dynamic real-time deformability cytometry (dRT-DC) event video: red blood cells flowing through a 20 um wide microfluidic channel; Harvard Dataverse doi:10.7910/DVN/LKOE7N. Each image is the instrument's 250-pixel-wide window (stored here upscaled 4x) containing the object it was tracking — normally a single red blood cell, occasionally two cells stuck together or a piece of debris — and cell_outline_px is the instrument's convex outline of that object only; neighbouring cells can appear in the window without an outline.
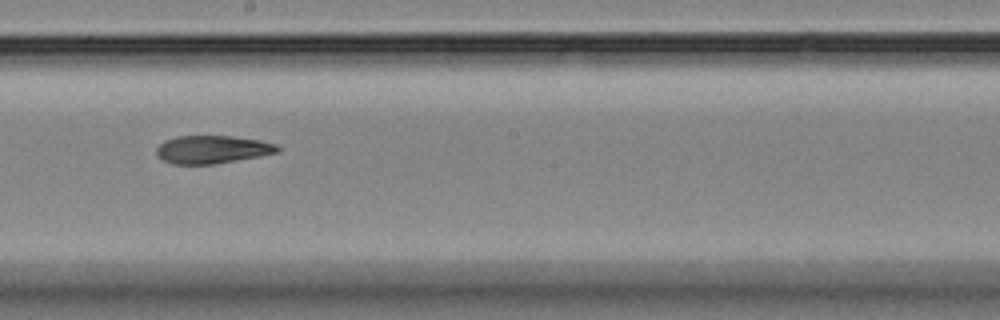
{"species": "Egyptian fruit bat (a non-hibernating species)", "species_latin": "Rousettus aegyptiacus", "temperature_condition": "room temperature", "stored_images_in_passage": 15, "camera_frame_rate_fps": 3000, "um_per_image_px": 0.085, "animal": {"sex": "female"}, "frame": {"image": 1, "passage_image": 9, "time_ms": 9.0, "image_size_px": [1000, 320], "cell_outline_px": [[280, 152], [260, 156], [212, 164], [172, 164], [164, 160], [156, 152], [156, 148], [164, 140], [176, 136], [232, 136], [260, 140], [276, 144], [280, 148]], "centroid_in_image_um": [18.06, 12.7], "position_along_channel_um": 230.1, "area_um2": 19.65}}
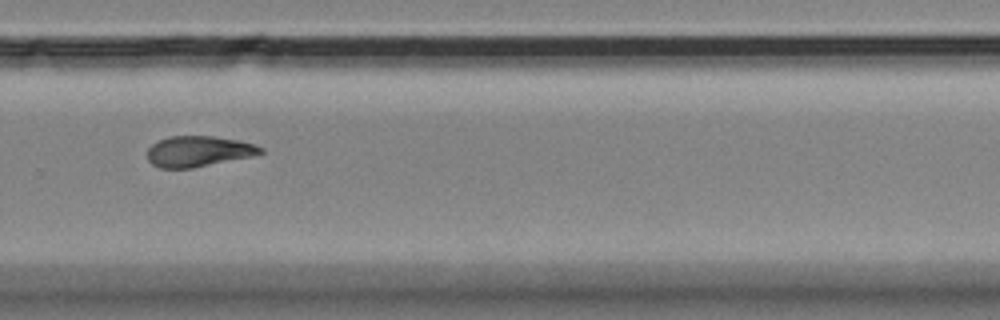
{"frame": {"image": 2, "passage_image": 11, "time_ms": 11.333, "image_size_px": [1000, 320], "cell_outline_px": [[264, 152], [252, 156], [192, 168], [160, 168], [152, 164], [148, 160], [148, 148], [152, 144], [160, 140], [172, 136], [212, 136], [240, 140], [264, 148]], "centroid_in_image_um": [16.87, 12.86], "position_along_channel_um": 312.9, "area_um2": 20.11}}
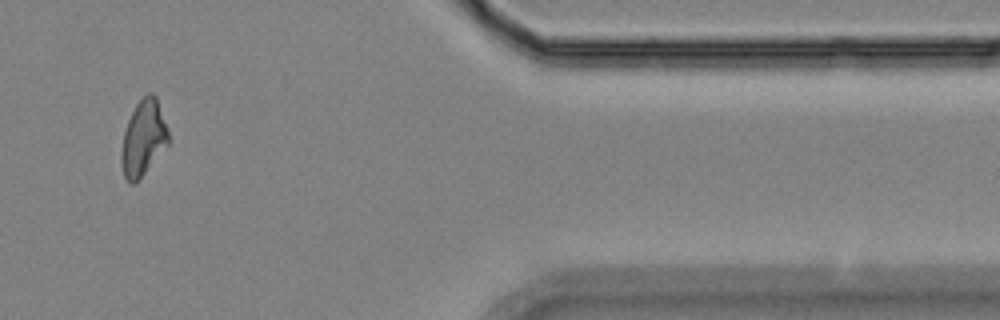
{"frame": {"image": 3, "passage_image": 13, "time_ms": 14.667, "image_size_px": [1000, 320], "cell_outline_px": [[172, 140], [144, 172], [132, 184], [124, 176], [120, 160], [120, 156], [124, 132], [128, 120], [136, 104], [148, 92], [152, 92], [156, 96]], "centroid_in_image_um": [12.2, 11.69], "position_along_channel_um": 399.2, "area_um2": 20.46}, "authors_computed_cell_mechanics": {"area_um2": 20.4034, "velocity_mm_per_s": 3.5654, "shape_relaxation_time_tau1_ms": null, "shape_relaxation_time_tau2_ms": 3.5331, "deformation_change_tau1": null, "deformation_change_tau2": 0.0834}}